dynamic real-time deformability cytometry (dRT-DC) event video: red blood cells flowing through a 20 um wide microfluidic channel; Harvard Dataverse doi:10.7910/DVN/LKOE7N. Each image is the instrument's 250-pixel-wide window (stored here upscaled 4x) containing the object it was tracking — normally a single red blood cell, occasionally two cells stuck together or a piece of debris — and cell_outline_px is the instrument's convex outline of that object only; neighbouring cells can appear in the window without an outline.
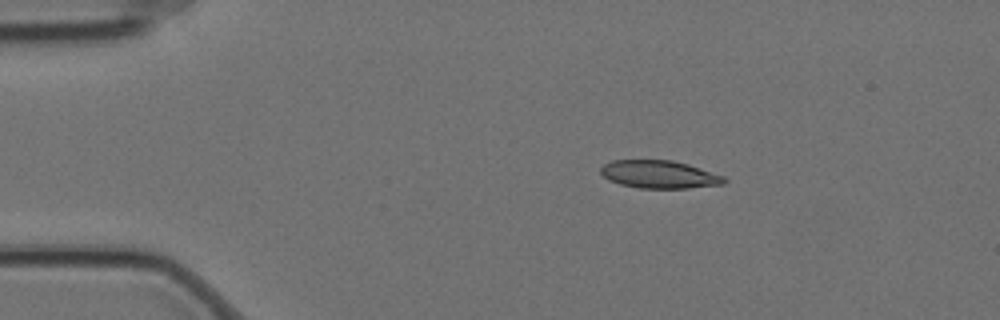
{"species": "Egyptian fruit bat (a non-hibernating species)", "species_latin": "Rousettus aegyptiacus", "temperature_condition": "cold", "stored_images_in_passage": 3, "camera_frame_rate_fps": 3000, "um_per_image_px": 0.085, "animal": {"sex": "female"}, "frame": {"image": 1, "passage_image": 2, "time_ms": 0.333, "image_size_px": [1000, 320], "cell_outline_px": [[728, 180], [724, 184], [688, 188], [640, 188], [620, 184], [608, 180], [600, 172], [600, 168], [604, 164], [612, 160], [672, 160], [688, 164], [724, 176]], "centroid_in_image_um": [56.04, 14.82], "position_along_channel_um": 29.0, "area_um2": 20.06}}
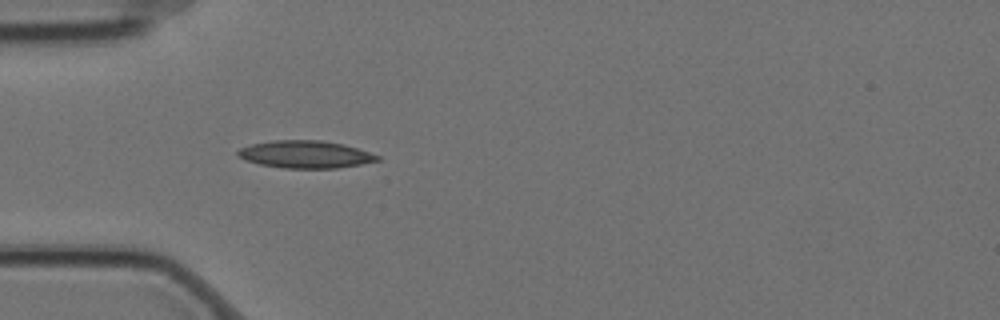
{"frame": {"image": 2, "passage_image": 3, "time_ms": 0.667, "image_size_px": [1000, 320], "cell_outline_px": [[380, 160], [360, 164], [336, 168], [284, 168], [260, 164], [244, 160], [236, 156], [236, 152], [240, 148], [252, 144], [272, 140], [320, 140], [344, 144], [380, 156]], "centroid_in_image_um": [25.91, 13.12], "position_along_channel_um": 59.1, "area_um2": 22.25}}